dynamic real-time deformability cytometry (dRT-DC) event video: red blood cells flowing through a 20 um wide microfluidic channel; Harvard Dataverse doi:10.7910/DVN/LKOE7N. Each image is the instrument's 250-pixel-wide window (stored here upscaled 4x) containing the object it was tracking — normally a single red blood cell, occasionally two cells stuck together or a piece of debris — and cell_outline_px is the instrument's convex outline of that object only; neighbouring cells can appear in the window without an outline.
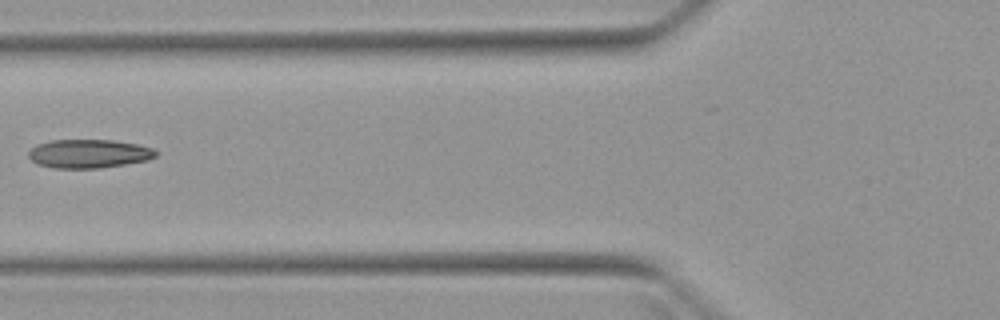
{"species": "Egyptian fruit bat (a non-hibernating species)", "species_latin": "Rousettus aegyptiacus", "temperature_condition": "warm", "stored_images_in_passage": 5, "camera_frame_rate_fps": 3000, "um_per_image_px": 0.085, "animal": {"sex": "female"}, "frame": {"image": 1, "passage_image": 3, "time_ms": 2.667, "image_size_px": [1000, 320], "cell_outline_px": [[156, 156], [148, 160], [100, 168], [56, 168], [36, 164], [28, 156], [28, 152], [36, 144], [52, 140], [112, 140], [136, 144], [152, 148], [156, 152]], "centroid_in_image_um": [7.52, 13.06], "position_along_channel_um": 118.3, "area_um2": 21.15}}
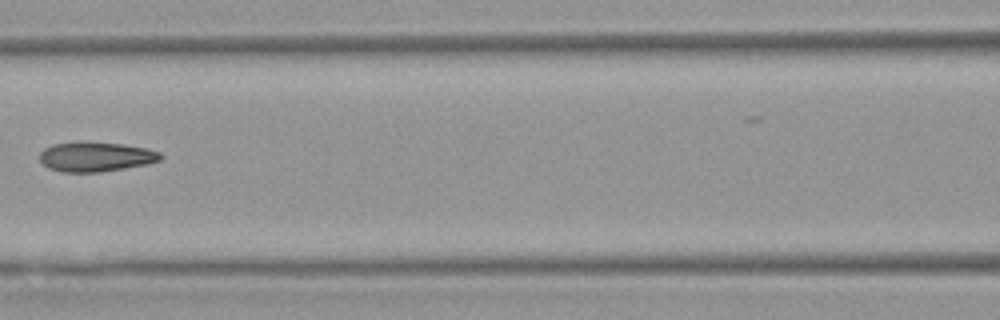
{"frame": {"image": 2, "passage_image": 4, "time_ms": 3.667, "image_size_px": [1000, 320], "cell_outline_px": [[164, 156], [160, 160], [148, 164], [100, 172], [64, 172], [48, 168], [40, 160], [40, 152], [44, 148], [52, 144], [120, 144], [144, 148], [160, 152]], "centroid_in_image_um": [8.16, 13.36], "position_along_channel_um": 158.4, "area_um2": 20.11}}
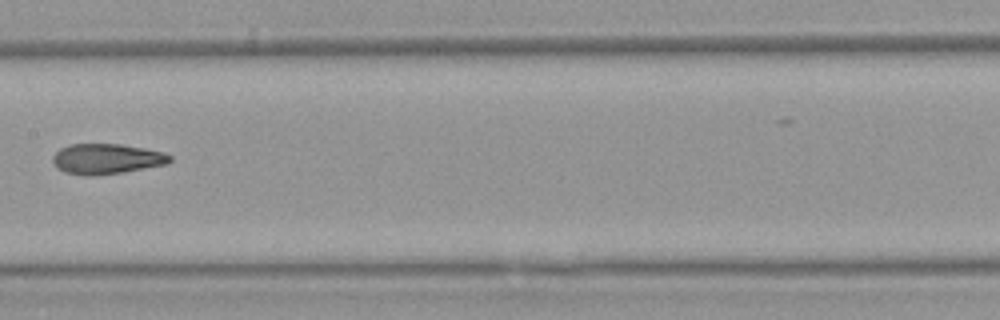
{"frame": {"image": 3, "passage_image": 5, "time_ms": 4.667, "image_size_px": [1000, 320], "cell_outline_px": [[172, 160], [168, 164], [124, 172], [88, 176], [64, 172], [56, 168], [52, 160], [52, 156], [60, 148], [68, 144], [120, 144], [144, 148], [164, 152], [172, 156]], "centroid_in_image_um": [9.06, 13.5], "position_along_channel_um": 198.3, "area_um2": 20.87}}